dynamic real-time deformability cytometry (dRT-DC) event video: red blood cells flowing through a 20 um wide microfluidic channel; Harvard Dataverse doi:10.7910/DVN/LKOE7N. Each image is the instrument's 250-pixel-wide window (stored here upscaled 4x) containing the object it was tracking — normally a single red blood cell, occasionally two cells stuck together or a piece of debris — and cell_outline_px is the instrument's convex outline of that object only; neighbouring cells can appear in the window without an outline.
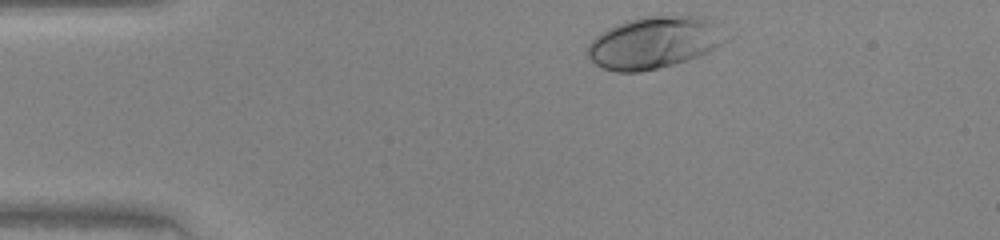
{"species": "human", "species_latin": "Homo sapiens", "temperature_condition": "warm", "stored_images_in_passage": 31, "camera_frame_rate_fps": 3000, "um_per_image_px": 0.085, "donor": {"sex": "female"}, "frame": {"image": 1, "passage_image": 1, "time_ms": 0.0, "image_size_px": [1000, 240], "cell_outline_px": [[732, 40], [700, 56], [688, 60], [640, 72], [616, 72], [604, 68], [596, 64], [588, 56], [588, 44], [600, 32], [616, 24], [628, 20], [644, 16], [700, 16], [712, 24]], "centroid_in_image_um": [55.59, 3.63], "position_along_channel_um": 29.4, "area_um2": 41.5}}
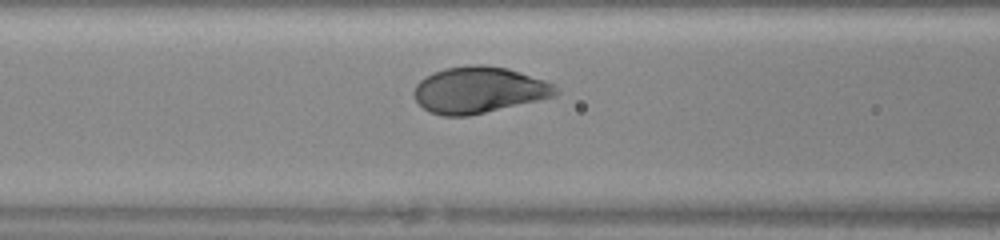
{"frame": {"image": 2, "passage_image": 12, "time_ms": 3.667, "image_size_px": [1000, 240], "cell_outline_px": [[560, 92], [556, 96], [540, 100], [468, 116], [444, 116], [428, 112], [416, 100], [412, 92], [416, 84], [424, 76], [432, 72], [444, 68], [468, 64], [484, 64], [508, 68], [556, 84]], "centroid_in_image_um": [40.7, 7.63], "position_along_channel_um": 125.9, "area_um2": 38.78}}
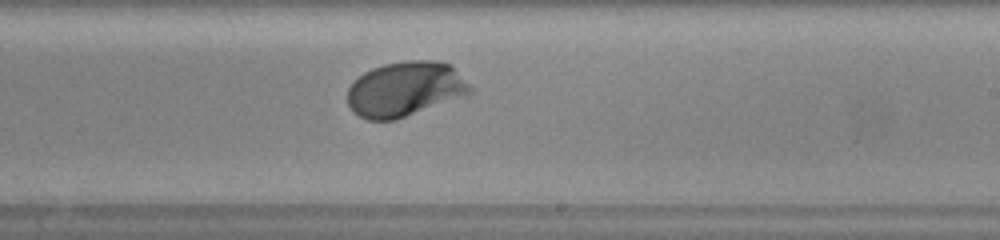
{"frame": {"image": 3, "passage_image": 21, "time_ms": 6.667, "image_size_px": [1000, 240], "cell_outline_px": [[476, 88], [468, 96], [396, 120], [368, 120], [352, 112], [348, 104], [348, 88], [352, 80], [364, 72], [372, 68], [384, 64], [408, 60], [432, 60], [448, 64]], "centroid_in_image_um": [34.46, 7.59], "position_along_channel_um": 254.5, "area_um2": 39.82}}